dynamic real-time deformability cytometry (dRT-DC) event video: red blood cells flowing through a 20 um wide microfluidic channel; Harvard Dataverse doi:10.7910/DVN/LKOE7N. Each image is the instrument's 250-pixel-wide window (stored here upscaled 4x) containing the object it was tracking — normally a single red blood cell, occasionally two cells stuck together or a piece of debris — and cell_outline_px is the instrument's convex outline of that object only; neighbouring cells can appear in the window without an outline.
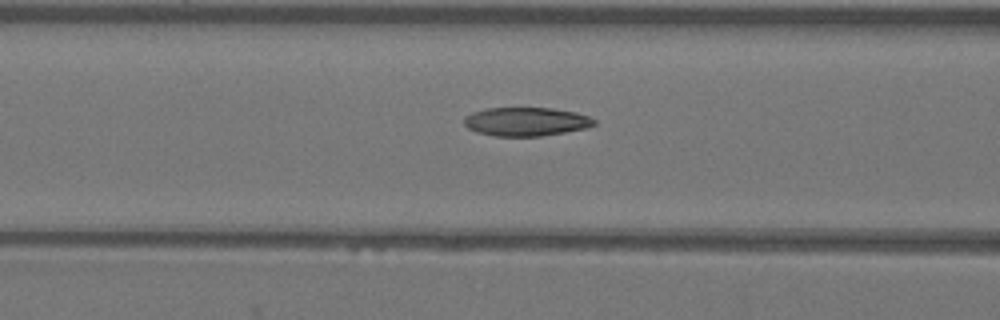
{"species": "Egyptian fruit bat (a non-hibernating species)", "species_latin": "Rousettus aegyptiacus", "temperature_condition": "warm", "stored_images_in_passage": 8, "camera_frame_rate_fps": 3000, "um_per_image_px": 0.085, "animal": {"sex": "female"}, "frame": {"image": 1, "passage_image": 6, "time_ms": 1.667, "image_size_px": [1000, 320], "cell_outline_px": [[596, 124], [588, 128], [540, 136], [492, 136], [476, 132], [468, 128], [464, 124], [464, 116], [472, 112], [484, 108], [552, 108], [576, 112], [588, 116], [596, 120]], "centroid_in_image_um": [44.7, 10.34], "position_along_channel_um": 121.9, "area_um2": 21.91}}